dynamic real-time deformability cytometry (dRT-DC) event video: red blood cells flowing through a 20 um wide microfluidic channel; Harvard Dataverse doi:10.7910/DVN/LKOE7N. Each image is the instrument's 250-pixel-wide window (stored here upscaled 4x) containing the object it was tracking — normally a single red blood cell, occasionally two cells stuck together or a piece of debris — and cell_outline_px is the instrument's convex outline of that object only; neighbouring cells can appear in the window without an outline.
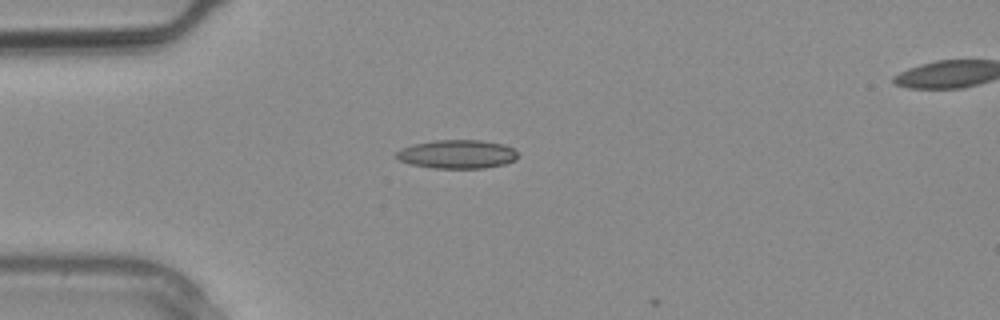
{"species": "common noctule bat (a hibernating species)", "species_latin": "Nyctalus noctula", "temperature_condition": "warm", "stored_images_in_passage": 3, "camera_frame_rate_fps": 3000, "um_per_image_px": 0.085, "animal": {"sex": "male", "body_mass_g": 20.4}, "frame": {"image": 1, "passage_image": 2, "time_ms": 0.333, "image_size_px": [1000, 320], "cell_outline_px": [[520, 156], [516, 160], [504, 164], [484, 168], [432, 168], [408, 164], [400, 160], [396, 156], [396, 152], [400, 148], [416, 144], [436, 140], [480, 140], [504, 144], [512, 148]], "centroid_in_image_um": [38.87, 13.11], "position_along_channel_um": 46.1, "area_um2": 20.35}}